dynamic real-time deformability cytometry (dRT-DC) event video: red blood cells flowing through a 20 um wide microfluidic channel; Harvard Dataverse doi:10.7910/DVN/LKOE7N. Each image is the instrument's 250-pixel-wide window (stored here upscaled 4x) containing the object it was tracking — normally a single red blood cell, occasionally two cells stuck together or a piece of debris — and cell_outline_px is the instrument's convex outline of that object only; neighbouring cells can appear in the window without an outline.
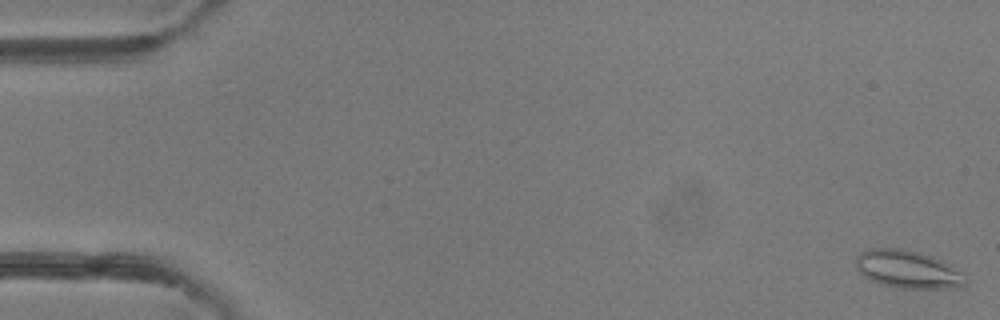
{"species": "common noctule bat (a hibernating species)", "species_latin": "Nyctalus noctula", "temperature_condition": "room temperature", "stored_images_in_passage": 50, "camera_frame_rate_fps": 3000, "um_per_image_px": 0.085, "animal": {"sex": "female"}, "frame": {"image": 1, "passage_image": 1, "time_ms": 0.0, "image_size_px": [1000, 320], "cell_outline_px": [[968, 280], [964, 284], [948, 288], [896, 288], [880, 284], [868, 280], [856, 268], [856, 256], [860, 252], [868, 248], [900, 248], [920, 252], [932, 256], [964, 272], [968, 276]], "centroid_in_image_um": [77.14, 22.89], "position_along_channel_um": 7.9, "area_um2": 24.45}}
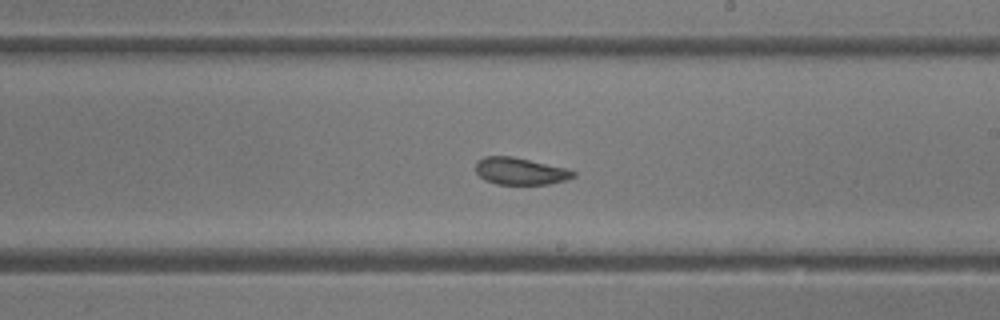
{"frame": {"image": 2, "passage_image": 29, "time_ms": 9.333, "image_size_px": [1000, 320], "cell_outline_px": [[576, 176], [568, 180], [548, 184], [496, 184], [484, 180], [476, 172], [476, 160], [484, 156], [512, 156], [564, 168], [576, 172]], "centroid_in_image_um": [44.2, 14.55], "position_along_channel_um": 244.8, "area_um2": 15.37}}
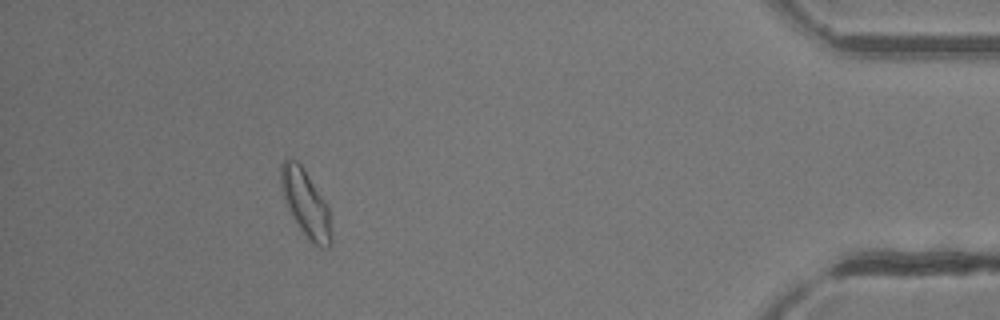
{"frame": {"image": 3, "passage_image": 45, "time_ms": 14.667, "image_size_px": [1000, 320], "cell_outline_px": [[332, 244], [328, 248], [324, 248], [316, 244], [300, 228], [284, 200], [280, 184], [280, 164], [284, 160], [296, 160], [304, 168], [328, 204], [332, 240]], "centroid_in_image_um": [26.0, 17.24], "position_along_channel_um": 409.2, "area_um2": 19.36}, "authors_computed_cell_mechanics": {"area_um2": 18.0336, "velocity_mm_per_s": 4.1794, "shape_relaxation_time_tau1_ms": null, "shape_relaxation_time_tau2_ms": 1.3127, "deformation_change_tau1": null, "deformation_change_tau2": 0.0647}}